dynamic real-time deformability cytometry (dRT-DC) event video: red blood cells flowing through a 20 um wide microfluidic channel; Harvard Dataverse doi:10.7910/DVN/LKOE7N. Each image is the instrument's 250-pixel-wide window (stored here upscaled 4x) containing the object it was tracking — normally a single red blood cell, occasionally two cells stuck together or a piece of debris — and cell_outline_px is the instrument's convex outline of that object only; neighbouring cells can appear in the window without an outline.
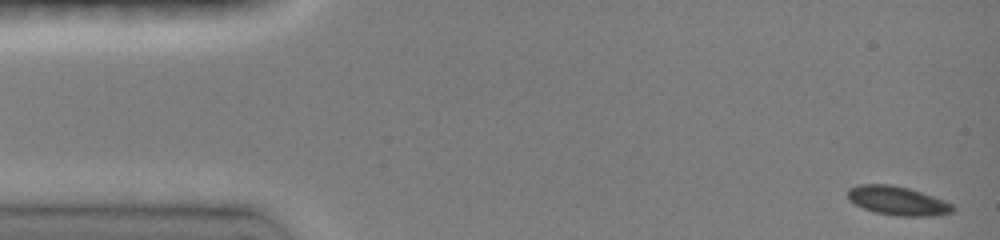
{"species": "common noctule bat (a hibernating species)", "species_latin": "Nyctalus noctula", "temperature_condition": "room temperature", "stored_images_in_passage": 46, "camera_frame_rate_fps": 3000, "um_per_image_px": 0.085, "animal": {"sex": "female", "body_mass_g": 19.0, "forearm_length_mm": 51.5}, "frame": {"image": 1, "passage_image": 1, "time_ms": 0.0, "image_size_px": [1000, 240], "cell_outline_px": [[956, 208], [952, 212], [936, 216], [896, 216], [876, 212], [864, 208], [848, 200], [848, 188], [860, 184], [892, 184], [908, 188], [944, 200], [952, 204]], "centroid_in_image_um": [76.3, 17.06], "position_along_channel_um": 8.7, "area_um2": 17.69}}
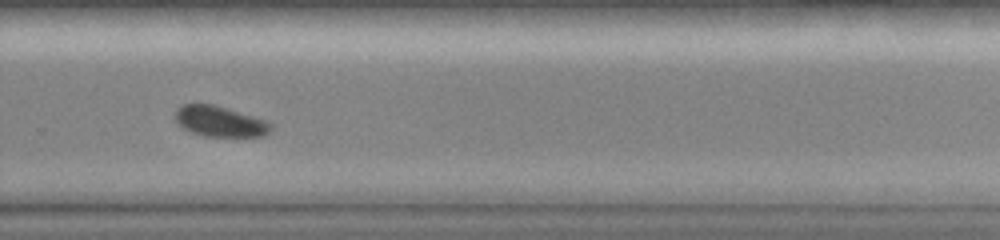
{"frame": {"image": 2, "passage_image": 32, "time_ms": 10.333, "image_size_px": [1000, 240], "cell_outline_px": [[272, 128], [264, 136], [204, 136], [192, 132], [184, 128], [176, 120], [176, 108], [184, 104], [212, 104], [268, 120], [272, 124]], "centroid_in_image_um": [18.72, 10.32], "position_along_channel_um": 311.1, "area_um2": 16.88}}
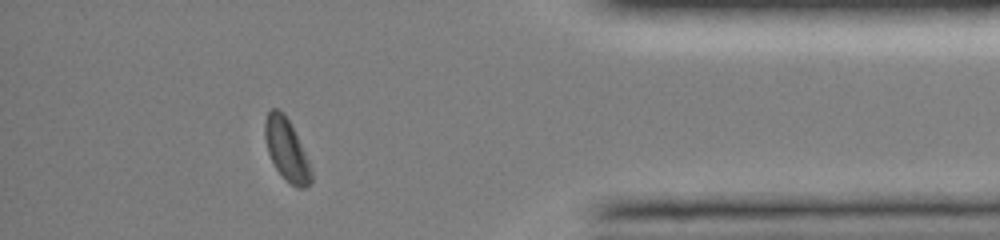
{"frame": {"image": 3, "passage_image": 41, "time_ms": 13.333, "image_size_px": [1000, 240], "cell_outline_px": [[312, 180], [304, 188], [296, 188], [276, 168], [268, 152], [264, 136], [264, 120], [268, 112], [272, 108], [276, 108], [284, 112], [308, 160], [312, 172]], "centroid_in_image_um": [24.33, 12.69], "position_along_channel_um": 410.9, "area_um2": 16.24}}